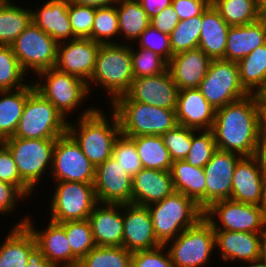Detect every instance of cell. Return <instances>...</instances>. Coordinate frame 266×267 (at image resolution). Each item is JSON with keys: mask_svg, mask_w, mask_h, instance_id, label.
I'll return each mask as SVG.
<instances>
[{"mask_svg": "<svg viewBox=\"0 0 266 267\" xmlns=\"http://www.w3.org/2000/svg\"><path fill=\"white\" fill-rule=\"evenodd\" d=\"M261 129V96L249 94L217 109L211 130L217 149L254 156Z\"/></svg>", "mask_w": 266, "mask_h": 267, "instance_id": "1", "label": "cell"}, {"mask_svg": "<svg viewBox=\"0 0 266 267\" xmlns=\"http://www.w3.org/2000/svg\"><path fill=\"white\" fill-rule=\"evenodd\" d=\"M104 111L90 106L78 114L76 124L68 121L67 132L95 167L112 157L114 142L121 134L116 113L111 109L108 118Z\"/></svg>", "mask_w": 266, "mask_h": 267, "instance_id": "2", "label": "cell"}, {"mask_svg": "<svg viewBox=\"0 0 266 267\" xmlns=\"http://www.w3.org/2000/svg\"><path fill=\"white\" fill-rule=\"evenodd\" d=\"M133 79L130 44L124 41L119 44H101L94 72L87 83L89 94L93 85H98L110 96L108 99L112 103L129 90Z\"/></svg>", "mask_w": 266, "mask_h": 267, "instance_id": "3", "label": "cell"}, {"mask_svg": "<svg viewBox=\"0 0 266 267\" xmlns=\"http://www.w3.org/2000/svg\"><path fill=\"white\" fill-rule=\"evenodd\" d=\"M119 120L121 134L126 137L163 135L178 125L176 112L130 100L125 94L110 105Z\"/></svg>", "mask_w": 266, "mask_h": 267, "instance_id": "4", "label": "cell"}, {"mask_svg": "<svg viewBox=\"0 0 266 267\" xmlns=\"http://www.w3.org/2000/svg\"><path fill=\"white\" fill-rule=\"evenodd\" d=\"M147 207L156 239L162 245L175 239L185 229L193 227L204 214L191 198L175 191Z\"/></svg>", "mask_w": 266, "mask_h": 267, "instance_id": "5", "label": "cell"}, {"mask_svg": "<svg viewBox=\"0 0 266 267\" xmlns=\"http://www.w3.org/2000/svg\"><path fill=\"white\" fill-rule=\"evenodd\" d=\"M29 83L26 100L17 130L12 137L27 139H57L67 133L68 121L58 109Z\"/></svg>", "mask_w": 266, "mask_h": 267, "instance_id": "6", "label": "cell"}, {"mask_svg": "<svg viewBox=\"0 0 266 267\" xmlns=\"http://www.w3.org/2000/svg\"><path fill=\"white\" fill-rule=\"evenodd\" d=\"M1 142L12 154L21 179L32 190L37 189L45 171L51 173L56 139L9 137Z\"/></svg>", "mask_w": 266, "mask_h": 267, "instance_id": "7", "label": "cell"}, {"mask_svg": "<svg viewBox=\"0 0 266 267\" xmlns=\"http://www.w3.org/2000/svg\"><path fill=\"white\" fill-rule=\"evenodd\" d=\"M165 245L174 267H205L216 249L214 229L203 217Z\"/></svg>", "mask_w": 266, "mask_h": 267, "instance_id": "8", "label": "cell"}, {"mask_svg": "<svg viewBox=\"0 0 266 267\" xmlns=\"http://www.w3.org/2000/svg\"><path fill=\"white\" fill-rule=\"evenodd\" d=\"M38 79L33 81L35 89L50 101L65 117L77 110L88 98L87 83L80 78L61 72L55 67L40 71ZM42 78V79H41Z\"/></svg>", "mask_w": 266, "mask_h": 267, "instance_id": "9", "label": "cell"}, {"mask_svg": "<svg viewBox=\"0 0 266 267\" xmlns=\"http://www.w3.org/2000/svg\"><path fill=\"white\" fill-rule=\"evenodd\" d=\"M50 202V219L56 223L86 220L98 204L94 183L56 182Z\"/></svg>", "mask_w": 266, "mask_h": 267, "instance_id": "10", "label": "cell"}, {"mask_svg": "<svg viewBox=\"0 0 266 267\" xmlns=\"http://www.w3.org/2000/svg\"><path fill=\"white\" fill-rule=\"evenodd\" d=\"M197 89L216 110L249 95L241 85L238 63L225 59L211 60Z\"/></svg>", "mask_w": 266, "mask_h": 267, "instance_id": "11", "label": "cell"}, {"mask_svg": "<svg viewBox=\"0 0 266 267\" xmlns=\"http://www.w3.org/2000/svg\"><path fill=\"white\" fill-rule=\"evenodd\" d=\"M20 66L27 73L54 68L57 61L58 43L35 23H31L11 44Z\"/></svg>", "mask_w": 266, "mask_h": 267, "instance_id": "12", "label": "cell"}, {"mask_svg": "<svg viewBox=\"0 0 266 267\" xmlns=\"http://www.w3.org/2000/svg\"><path fill=\"white\" fill-rule=\"evenodd\" d=\"M203 217L208 220L214 230L252 233H261L265 220L258 205L232 199L213 202L204 210Z\"/></svg>", "mask_w": 266, "mask_h": 267, "instance_id": "13", "label": "cell"}, {"mask_svg": "<svg viewBox=\"0 0 266 267\" xmlns=\"http://www.w3.org/2000/svg\"><path fill=\"white\" fill-rule=\"evenodd\" d=\"M96 167L67 132L58 137L53 152L51 178L55 182L94 183Z\"/></svg>", "mask_w": 266, "mask_h": 267, "instance_id": "14", "label": "cell"}, {"mask_svg": "<svg viewBox=\"0 0 266 267\" xmlns=\"http://www.w3.org/2000/svg\"><path fill=\"white\" fill-rule=\"evenodd\" d=\"M100 45L89 38L58 43L55 68L88 83L94 72Z\"/></svg>", "mask_w": 266, "mask_h": 267, "instance_id": "15", "label": "cell"}, {"mask_svg": "<svg viewBox=\"0 0 266 267\" xmlns=\"http://www.w3.org/2000/svg\"><path fill=\"white\" fill-rule=\"evenodd\" d=\"M94 189L98 203H132V177L113 156L96 167Z\"/></svg>", "mask_w": 266, "mask_h": 267, "instance_id": "16", "label": "cell"}, {"mask_svg": "<svg viewBox=\"0 0 266 267\" xmlns=\"http://www.w3.org/2000/svg\"><path fill=\"white\" fill-rule=\"evenodd\" d=\"M178 92L167 69L155 76L134 78L125 95L136 102L176 110Z\"/></svg>", "mask_w": 266, "mask_h": 267, "instance_id": "17", "label": "cell"}, {"mask_svg": "<svg viewBox=\"0 0 266 267\" xmlns=\"http://www.w3.org/2000/svg\"><path fill=\"white\" fill-rule=\"evenodd\" d=\"M242 157L235 152L217 149L203 167L206 179V208L213 202L230 199L233 173Z\"/></svg>", "mask_w": 266, "mask_h": 267, "instance_id": "18", "label": "cell"}, {"mask_svg": "<svg viewBox=\"0 0 266 267\" xmlns=\"http://www.w3.org/2000/svg\"><path fill=\"white\" fill-rule=\"evenodd\" d=\"M160 245L154 233L149 208L132 203L123 204V247L132 253Z\"/></svg>", "mask_w": 266, "mask_h": 267, "instance_id": "19", "label": "cell"}, {"mask_svg": "<svg viewBox=\"0 0 266 267\" xmlns=\"http://www.w3.org/2000/svg\"><path fill=\"white\" fill-rule=\"evenodd\" d=\"M31 218L27 217L25 225L34 234L36 245L44 257L54 267H77L79 260L72 254L64 227L49 220L46 229L39 231Z\"/></svg>", "mask_w": 266, "mask_h": 267, "instance_id": "20", "label": "cell"}, {"mask_svg": "<svg viewBox=\"0 0 266 267\" xmlns=\"http://www.w3.org/2000/svg\"><path fill=\"white\" fill-rule=\"evenodd\" d=\"M88 220L96 246H123V204L98 203Z\"/></svg>", "mask_w": 266, "mask_h": 267, "instance_id": "21", "label": "cell"}, {"mask_svg": "<svg viewBox=\"0 0 266 267\" xmlns=\"http://www.w3.org/2000/svg\"><path fill=\"white\" fill-rule=\"evenodd\" d=\"M175 112L178 125L195 130L212 129L216 115V109L197 88L179 90Z\"/></svg>", "mask_w": 266, "mask_h": 267, "instance_id": "22", "label": "cell"}, {"mask_svg": "<svg viewBox=\"0 0 266 267\" xmlns=\"http://www.w3.org/2000/svg\"><path fill=\"white\" fill-rule=\"evenodd\" d=\"M215 245L224 262L251 263L260 259L261 233L214 230Z\"/></svg>", "mask_w": 266, "mask_h": 267, "instance_id": "23", "label": "cell"}, {"mask_svg": "<svg viewBox=\"0 0 266 267\" xmlns=\"http://www.w3.org/2000/svg\"><path fill=\"white\" fill-rule=\"evenodd\" d=\"M211 59L199 48L175 54L168 71L178 90L198 88L207 74Z\"/></svg>", "mask_w": 266, "mask_h": 267, "instance_id": "24", "label": "cell"}, {"mask_svg": "<svg viewBox=\"0 0 266 267\" xmlns=\"http://www.w3.org/2000/svg\"><path fill=\"white\" fill-rule=\"evenodd\" d=\"M173 192L170 171L142 168L132 177V204L149 206Z\"/></svg>", "mask_w": 266, "mask_h": 267, "instance_id": "25", "label": "cell"}, {"mask_svg": "<svg viewBox=\"0 0 266 267\" xmlns=\"http://www.w3.org/2000/svg\"><path fill=\"white\" fill-rule=\"evenodd\" d=\"M265 176L254 156H243L235 167L230 199L259 205Z\"/></svg>", "mask_w": 266, "mask_h": 267, "instance_id": "26", "label": "cell"}, {"mask_svg": "<svg viewBox=\"0 0 266 267\" xmlns=\"http://www.w3.org/2000/svg\"><path fill=\"white\" fill-rule=\"evenodd\" d=\"M69 0H47L32 10V22L49 34L57 43L74 40L68 14Z\"/></svg>", "mask_w": 266, "mask_h": 267, "instance_id": "27", "label": "cell"}, {"mask_svg": "<svg viewBox=\"0 0 266 267\" xmlns=\"http://www.w3.org/2000/svg\"><path fill=\"white\" fill-rule=\"evenodd\" d=\"M26 215L12 226L0 244V267H26L29 253L37 246L34 234L25 225Z\"/></svg>", "mask_w": 266, "mask_h": 267, "instance_id": "28", "label": "cell"}, {"mask_svg": "<svg viewBox=\"0 0 266 267\" xmlns=\"http://www.w3.org/2000/svg\"><path fill=\"white\" fill-rule=\"evenodd\" d=\"M266 43V26L259 18L247 25L230 26L227 35L225 60L238 63Z\"/></svg>", "mask_w": 266, "mask_h": 267, "instance_id": "29", "label": "cell"}, {"mask_svg": "<svg viewBox=\"0 0 266 267\" xmlns=\"http://www.w3.org/2000/svg\"><path fill=\"white\" fill-rule=\"evenodd\" d=\"M230 26L212 4L202 13V28L198 48L211 60L225 59Z\"/></svg>", "mask_w": 266, "mask_h": 267, "instance_id": "30", "label": "cell"}, {"mask_svg": "<svg viewBox=\"0 0 266 267\" xmlns=\"http://www.w3.org/2000/svg\"><path fill=\"white\" fill-rule=\"evenodd\" d=\"M170 172L174 191L191 198L204 211L206 179L203 168L194 167L185 160H177L173 161Z\"/></svg>", "mask_w": 266, "mask_h": 267, "instance_id": "31", "label": "cell"}, {"mask_svg": "<svg viewBox=\"0 0 266 267\" xmlns=\"http://www.w3.org/2000/svg\"><path fill=\"white\" fill-rule=\"evenodd\" d=\"M240 82L249 93L266 95V43L238 62Z\"/></svg>", "mask_w": 266, "mask_h": 267, "instance_id": "32", "label": "cell"}, {"mask_svg": "<svg viewBox=\"0 0 266 267\" xmlns=\"http://www.w3.org/2000/svg\"><path fill=\"white\" fill-rule=\"evenodd\" d=\"M29 97V84L16 90L0 91V142L14 136Z\"/></svg>", "mask_w": 266, "mask_h": 267, "instance_id": "33", "label": "cell"}, {"mask_svg": "<svg viewBox=\"0 0 266 267\" xmlns=\"http://www.w3.org/2000/svg\"><path fill=\"white\" fill-rule=\"evenodd\" d=\"M32 9L6 0L0 5V45H11L32 23Z\"/></svg>", "mask_w": 266, "mask_h": 267, "instance_id": "34", "label": "cell"}, {"mask_svg": "<svg viewBox=\"0 0 266 267\" xmlns=\"http://www.w3.org/2000/svg\"><path fill=\"white\" fill-rule=\"evenodd\" d=\"M119 18V36L134 44L140 34L150 25V19L139 1L120 0L116 4Z\"/></svg>", "mask_w": 266, "mask_h": 267, "instance_id": "35", "label": "cell"}, {"mask_svg": "<svg viewBox=\"0 0 266 267\" xmlns=\"http://www.w3.org/2000/svg\"><path fill=\"white\" fill-rule=\"evenodd\" d=\"M134 142L143 168L170 171L172 158L161 135L130 137Z\"/></svg>", "mask_w": 266, "mask_h": 267, "instance_id": "36", "label": "cell"}, {"mask_svg": "<svg viewBox=\"0 0 266 267\" xmlns=\"http://www.w3.org/2000/svg\"><path fill=\"white\" fill-rule=\"evenodd\" d=\"M211 4L229 26L247 25L260 18L253 0H211Z\"/></svg>", "mask_w": 266, "mask_h": 267, "instance_id": "37", "label": "cell"}, {"mask_svg": "<svg viewBox=\"0 0 266 267\" xmlns=\"http://www.w3.org/2000/svg\"><path fill=\"white\" fill-rule=\"evenodd\" d=\"M131 256L123 246H95L77 267H131Z\"/></svg>", "mask_w": 266, "mask_h": 267, "instance_id": "38", "label": "cell"}, {"mask_svg": "<svg viewBox=\"0 0 266 267\" xmlns=\"http://www.w3.org/2000/svg\"><path fill=\"white\" fill-rule=\"evenodd\" d=\"M27 73L13 53L11 45H0V91L16 90L27 86ZM24 82V83H23Z\"/></svg>", "mask_w": 266, "mask_h": 267, "instance_id": "39", "label": "cell"}, {"mask_svg": "<svg viewBox=\"0 0 266 267\" xmlns=\"http://www.w3.org/2000/svg\"><path fill=\"white\" fill-rule=\"evenodd\" d=\"M119 18L116 5L96 8L90 39L100 44H119ZM111 38H114L113 40Z\"/></svg>", "mask_w": 266, "mask_h": 267, "instance_id": "40", "label": "cell"}, {"mask_svg": "<svg viewBox=\"0 0 266 267\" xmlns=\"http://www.w3.org/2000/svg\"><path fill=\"white\" fill-rule=\"evenodd\" d=\"M201 28L202 14L180 20L169 35L173 55L198 48Z\"/></svg>", "mask_w": 266, "mask_h": 267, "instance_id": "41", "label": "cell"}, {"mask_svg": "<svg viewBox=\"0 0 266 267\" xmlns=\"http://www.w3.org/2000/svg\"><path fill=\"white\" fill-rule=\"evenodd\" d=\"M66 232L72 254L80 261L96 245L88 219L60 223Z\"/></svg>", "mask_w": 266, "mask_h": 267, "instance_id": "42", "label": "cell"}, {"mask_svg": "<svg viewBox=\"0 0 266 267\" xmlns=\"http://www.w3.org/2000/svg\"><path fill=\"white\" fill-rule=\"evenodd\" d=\"M217 150L212 130L192 129V143L184 159L194 167L203 168Z\"/></svg>", "mask_w": 266, "mask_h": 267, "instance_id": "43", "label": "cell"}, {"mask_svg": "<svg viewBox=\"0 0 266 267\" xmlns=\"http://www.w3.org/2000/svg\"><path fill=\"white\" fill-rule=\"evenodd\" d=\"M131 45L130 52L134 78L155 76L167 70L168 63L155 52L139 47L136 50Z\"/></svg>", "mask_w": 266, "mask_h": 267, "instance_id": "44", "label": "cell"}, {"mask_svg": "<svg viewBox=\"0 0 266 267\" xmlns=\"http://www.w3.org/2000/svg\"><path fill=\"white\" fill-rule=\"evenodd\" d=\"M112 156L131 177L143 168L135 142L122 134L114 142Z\"/></svg>", "mask_w": 266, "mask_h": 267, "instance_id": "45", "label": "cell"}, {"mask_svg": "<svg viewBox=\"0 0 266 267\" xmlns=\"http://www.w3.org/2000/svg\"><path fill=\"white\" fill-rule=\"evenodd\" d=\"M172 161L184 160L188 155L192 143V128L177 125L161 135Z\"/></svg>", "mask_w": 266, "mask_h": 267, "instance_id": "46", "label": "cell"}, {"mask_svg": "<svg viewBox=\"0 0 266 267\" xmlns=\"http://www.w3.org/2000/svg\"><path fill=\"white\" fill-rule=\"evenodd\" d=\"M68 14L75 38H89L92 32L96 8L69 1Z\"/></svg>", "mask_w": 266, "mask_h": 267, "instance_id": "47", "label": "cell"}, {"mask_svg": "<svg viewBox=\"0 0 266 267\" xmlns=\"http://www.w3.org/2000/svg\"><path fill=\"white\" fill-rule=\"evenodd\" d=\"M0 181L14 185L26 198L34 192L20 177L9 149L0 142Z\"/></svg>", "mask_w": 266, "mask_h": 267, "instance_id": "48", "label": "cell"}, {"mask_svg": "<svg viewBox=\"0 0 266 267\" xmlns=\"http://www.w3.org/2000/svg\"><path fill=\"white\" fill-rule=\"evenodd\" d=\"M139 48L148 49L162 57L167 63L173 56L170 38L168 34L162 33L149 25L136 40Z\"/></svg>", "mask_w": 266, "mask_h": 267, "instance_id": "49", "label": "cell"}, {"mask_svg": "<svg viewBox=\"0 0 266 267\" xmlns=\"http://www.w3.org/2000/svg\"><path fill=\"white\" fill-rule=\"evenodd\" d=\"M131 267H174V264L166 245H160L153 249L132 252Z\"/></svg>", "mask_w": 266, "mask_h": 267, "instance_id": "50", "label": "cell"}, {"mask_svg": "<svg viewBox=\"0 0 266 267\" xmlns=\"http://www.w3.org/2000/svg\"><path fill=\"white\" fill-rule=\"evenodd\" d=\"M211 4V0H172V7L180 20H188L201 15Z\"/></svg>", "mask_w": 266, "mask_h": 267, "instance_id": "51", "label": "cell"}, {"mask_svg": "<svg viewBox=\"0 0 266 267\" xmlns=\"http://www.w3.org/2000/svg\"><path fill=\"white\" fill-rule=\"evenodd\" d=\"M23 198L26 197L14 185L0 181V215L14 213L18 201Z\"/></svg>", "mask_w": 266, "mask_h": 267, "instance_id": "52", "label": "cell"}, {"mask_svg": "<svg viewBox=\"0 0 266 267\" xmlns=\"http://www.w3.org/2000/svg\"><path fill=\"white\" fill-rule=\"evenodd\" d=\"M180 19L174 11L172 5L163 9L158 15L150 19V25L158 31L170 35L174 28L178 25Z\"/></svg>", "mask_w": 266, "mask_h": 267, "instance_id": "53", "label": "cell"}, {"mask_svg": "<svg viewBox=\"0 0 266 267\" xmlns=\"http://www.w3.org/2000/svg\"><path fill=\"white\" fill-rule=\"evenodd\" d=\"M149 19L172 4V0H138Z\"/></svg>", "mask_w": 266, "mask_h": 267, "instance_id": "54", "label": "cell"}, {"mask_svg": "<svg viewBox=\"0 0 266 267\" xmlns=\"http://www.w3.org/2000/svg\"><path fill=\"white\" fill-rule=\"evenodd\" d=\"M254 157L256 158L263 175L266 177V132H260Z\"/></svg>", "mask_w": 266, "mask_h": 267, "instance_id": "55", "label": "cell"}, {"mask_svg": "<svg viewBox=\"0 0 266 267\" xmlns=\"http://www.w3.org/2000/svg\"><path fill=\"white\" fill-rule=\"evenodd\" d=\"M26 267H54L42 254L41 250L36 246L28 256V264Z\"/></svg>", "mask_w": 266, "mask_h": 267, "instance_id": "56", "label": "cell"}, {"mask_svg": "<svg viewBox=\"0 0 266 267\" xmlns=\"http://www.w3.org/2000/svg\"><path fill=\"white\" fill-rule=\"evenodd\" d=\"M69 1L83 6H92L98 8V7L116 5L120 0H69Z\"/></svg>", "mask_w": 266, "mask_h": 267, "instance_id": "57", "label": "cell"}, {"mask_svg": "<svg viewBox=\"0 0 266 267\" xmlns=\"http://www.w3.org/2000/svg\"><path fill=\"white\" fill-rule=\"evenodd\" d=\"M260 259L266 262V217L264 220L263 228L261 230V250Z\"/></svg>", "mask_w": 266, "mask_h": 267, "instance_id": "58", "label": "cell"}, {"mask_svg": "<svg viewBox=\"0 0 266 267\" xmlns=\"http://www.w3.org/2000/svg\"><path fill=\"white\" fill-rule=\"evenodd\" d=\"M261 112H262L261 132H266V95L261 96Z\"/></svg>", "mask_w": 266, "mask_h": 267, "instance_id": "59", "label": "cell"}, {"mask_svg": "<svg viewBox=\"0 0 266 267\" xmlns=\"http://www.w3.org/2000/svg\"><path fill=\"white\" fill-rule=\"evenodd\" d=\"M258 206L262 210L264 216L266 217V177L263 184L261 199Z\"/></svg>", "mask_w": 266, "mask_h": 267, "instance_id": "60", "label": "cell"}, {"mask_svg": "<svg viewBox=\"0 0 266 267\" xmlns=\"http://www.w3.org/2000/svg\"><path fill=\"white\" fill-rule=\"evenodd\" d=\"M248 265V267H266V262H264L262 259H258L251 263H248Z\"/></svg>", "mask_w": 266, "mask_h": 267, "instance_id": "61", "label": "cell"}, {"mask_svg": "<svg viewBox=\"0 0 266 267\" xmlns=\"http://www.w3.org/2000/svg\"><path fill=\"white\" fill-rule=\"evenodd\" d=\"M255 5L257 7V10L261 13L266 9V0H256Z\"/></svg>", "mask_w": 266, "mask_h": 267, "instance_id": "62", "label": "cell"}, {"mask_svg": "<svg viewBox=\"0 0 266 267\" xmlns=\"http://www.w3.org/2000/svg\"><path fill=\"white\" fill-rule=\"evenodd\" d=\"M260 18L264 21L266 26V9L260 13Z\"/></svg>", "mask_w": 266, "mask_h": 267, "instance_id": "63", "label": "cell"}, {"mask_svg": "<svg viewBox=\"0 0 266 267\" xmlns=\"http://www.w3.org/2000/svg\"><path fill=\"white\" fill-rule=\"evenodd\" d=\"M6 0H0V5L3 4Z\"/></svg>", "mask_w": 266, "mask_h": 267, "instance_id": "64", "label": "cell"}]
</instances>
